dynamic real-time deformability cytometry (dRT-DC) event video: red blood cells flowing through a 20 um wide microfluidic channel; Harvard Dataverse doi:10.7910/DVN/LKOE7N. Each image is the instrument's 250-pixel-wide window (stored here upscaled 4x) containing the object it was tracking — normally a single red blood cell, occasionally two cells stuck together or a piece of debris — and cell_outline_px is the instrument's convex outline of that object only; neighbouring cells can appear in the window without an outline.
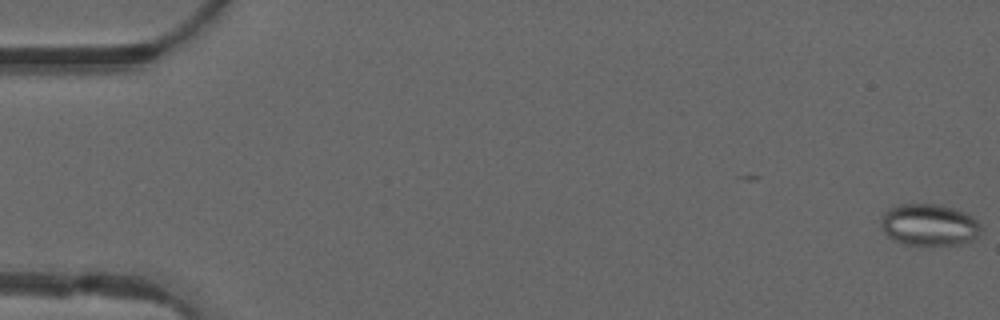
{"species": "common noctule bat (a hibernating species)", "species_latin": "Nyctalus noctula", "temperature_condition": "warm", "stored_images_in_passage": 46, "camera_frame_rate_fps": 3000, "um_per_image_px": 0.085, "animal": {"sex": "male", "forearm_length_mm": 52.5}, "frame": {"image": 1, "passage_image": 1, "time_ms": 0.0, "image_size_px": [1000, 320], "cell_outline_px": [[984, 228], [972, 240], [960, 244], [904, 244], [888, 236], [880, 228], [880, 224], [884, 212], [900, 204], [940, 204], [964, 212], [972, 216]], "centroid_in_image_um": [78.99, 19.1], "position_along_channel_um": 6.0, "area_um2": 24.16}}
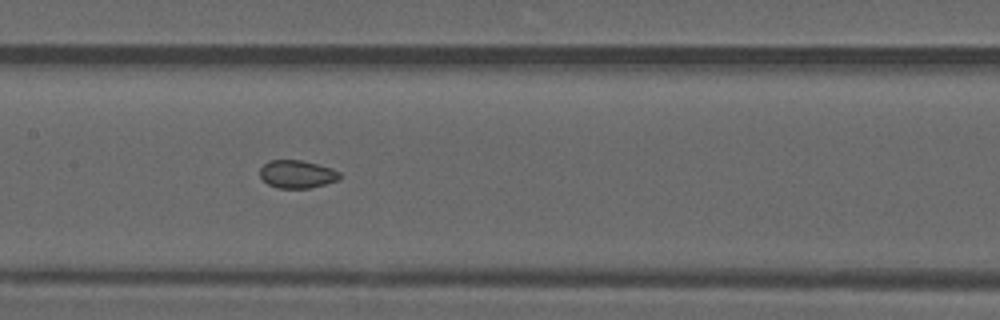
{"frame": {"image": 2, "passage_image": 25, "time_ms": 8.0, "image_size_px": [1000, 320], "cell_outline_px": [[340, 180], [308, 188], [276, 188], [268, 184], [260, 176], [260, 168], [268, 160], [300, 160], [332, 168], [340, 172]], "centroid_in_image_um": [25.25, 14.8], "position_along_channel_um": 182.2, "area_um2": 12.95}}
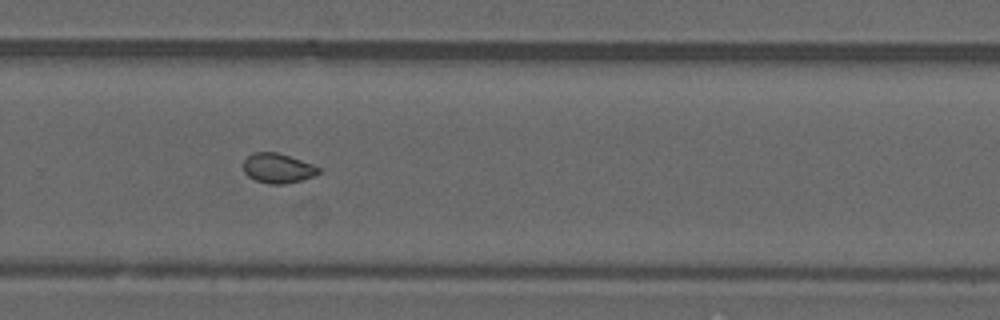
{"frame": {"image": 3, "passage_image": 34, "time_ms": 11.0, "image_size_px": [1000, 320], "cell_outline_px": [[320, 172], [312, 176], [300, 180], [284, 184], [268, 184], [256, 180], [248, 176], [244, 172], [244, 160], [252, 152], [276, 152], [312, 164], [320, 168]], "centroid_in_image_um": [23.58, 14.3], "position_along_channel_um": 306.2, "area_um2": 12.83}, "authors_computed_cell_mechanics": {"area_um2": 13.583, "velocity_mm_per_s": 4.1529, "shape_relaxation_time_tau1_ms": null, "shape_relaxation_time_tau2_ms": 1.1235, "deformation_change_tau1": null, "deformation_change_tau2": 0.0542}}